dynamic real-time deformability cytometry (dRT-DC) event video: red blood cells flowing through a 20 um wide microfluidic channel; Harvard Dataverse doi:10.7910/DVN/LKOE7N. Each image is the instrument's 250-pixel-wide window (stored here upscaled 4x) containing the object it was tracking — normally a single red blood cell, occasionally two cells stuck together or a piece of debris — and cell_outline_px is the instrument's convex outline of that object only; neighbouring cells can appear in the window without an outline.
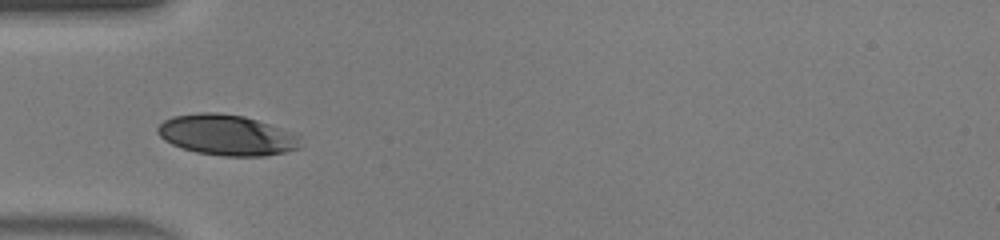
{"species": "human", "species_latin": "Homo sapiens", "temperature_condition": "warm", "stored_images_in_passage": 32, "camera_frame_rate_fps": 3000, "um_per_image_px": 0.085, "donor": {"sex": "male"}, "frame": {"image": 1, "passage_image": 1, "time_ms": 0.0, "image_size_px": [1000, 240], "cell_outline_px": [[300, 148], [284, 152], [264, 156], [224, 156], [196, 152], [172, 144], [164, 140], [156, 132], [156, 128], [164, 120], [172, 116], [200, 112], [216, 112], [244, 116], [280, 128], [296, 136]], "centroid_in_image_um": [19.2, 11.47], "position_along_channel_um": 65.8, "area_um2": 33.41}}
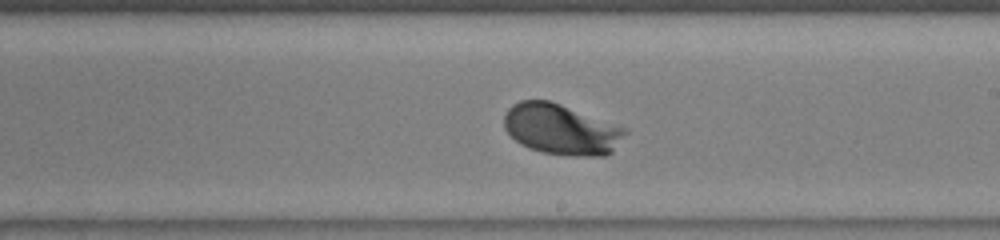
{"frame": {"image": 2, "passage_image": 13, "time_ms": 4.0, "image_size_px": [1000, 240], "cell_outline_px": [[628, 132], [612, 152], [608, 156], [572, 156], [544, 152], [528, 148], [520, 144], [504, 128], [504, 116], [508, 108], [512, 104], [520, 100], [548, 100], [560, 104], [628, 128]], "centroid_in_image_um": [47.72, 11.0], "position_along_channel_um": 241.3, "area_um2": 35.84}}
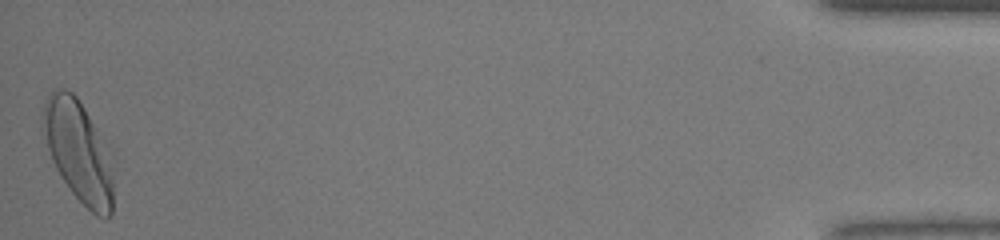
{"frame": {"image": 3, "passage_image": 32, "time_ms": 10.333, "image_size_px": [1000, 240], "cell_outline_px": [[112, 216], [96, 216], [72, 192], [60, 176], [52, 160], [40, 128], [40, 116], [44, 104], [52, 88], [64, 88], [72, 92], [76, 96], [112, 148]], "centroid_in_image_um": [6.67, 12.79], "position_along_channel_um": 428.5, "area_um2": 42.48}, "authors_computed_cell_mechanics": {"area_um2": 34.8823, "velocity_mm_per_s": 4.4405, "shape_relaxation_time_tau1_ms": 1.0184, "shape_relaxation_time_tau2_ms": null, "deformation_change_tau1": 0.1136, "deformation_change_tau2": null}}